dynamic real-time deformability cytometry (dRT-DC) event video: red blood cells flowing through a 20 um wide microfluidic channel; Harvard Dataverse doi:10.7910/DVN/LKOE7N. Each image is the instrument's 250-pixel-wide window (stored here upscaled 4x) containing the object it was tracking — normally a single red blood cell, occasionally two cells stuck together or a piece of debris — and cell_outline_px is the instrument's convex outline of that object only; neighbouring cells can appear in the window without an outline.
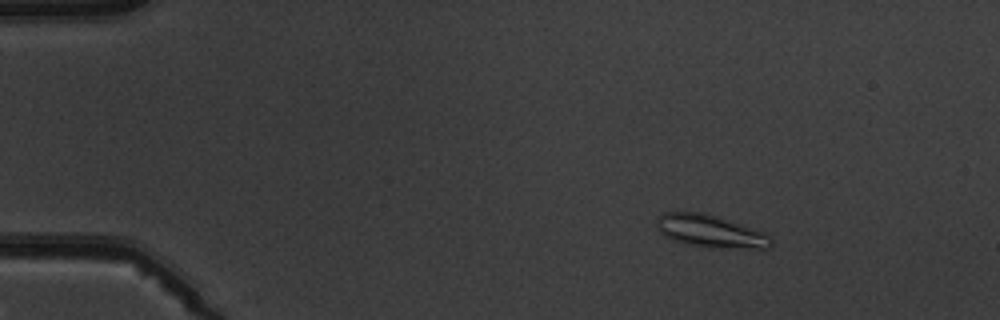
{"species": "common noctule bat (a hibernating species)", "species_latin": "Nyctalus noctula", "temperature_condition": "warm", "stored_images_in_passage": 6, "camera_frame_rate_fps": 3000, "um_per_image_px": 0.085, "animal": {"sex": "male", "body_mass_g": 19.5, "forearm_length_mm": 54.6}, "frame": {"image": 1, "passage_image": 3, "time_ms": 2.333, "image_size_px": [1000, 320], "cell_outline_px": [[772, 244], [768, 248], [712, 248], [684, 244], [664, 236], [660, 232], [656, 224], [656, 216], [664, 212], [704, 212], [764, 232], [772, 236]], "centroid_in_image_um": [60.36, 19.66], "position_along_channel_um": 24.6, "area_um2": 21.85}}
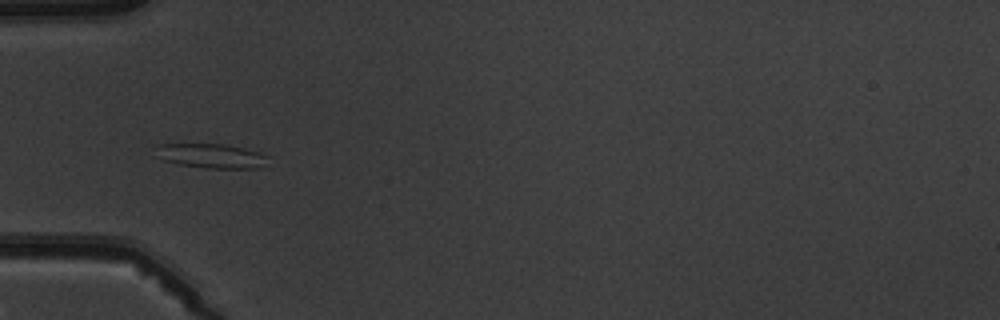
{"frame": {"image": 2, "passage_image": 6, "time_ms": 5.667, "image_size_px": [1000, 320], "cell_outline_px": [[268, 156], [260, 168], [204, 168], [180, 164], [164, 160], [152, 156], [156, 144], [224, 144], [244, 148], [260, 152]], "centroid_in_image_um": [17.86, 13.24], "position_along_channel_um": 67.1, "area_um2": 16.13}}